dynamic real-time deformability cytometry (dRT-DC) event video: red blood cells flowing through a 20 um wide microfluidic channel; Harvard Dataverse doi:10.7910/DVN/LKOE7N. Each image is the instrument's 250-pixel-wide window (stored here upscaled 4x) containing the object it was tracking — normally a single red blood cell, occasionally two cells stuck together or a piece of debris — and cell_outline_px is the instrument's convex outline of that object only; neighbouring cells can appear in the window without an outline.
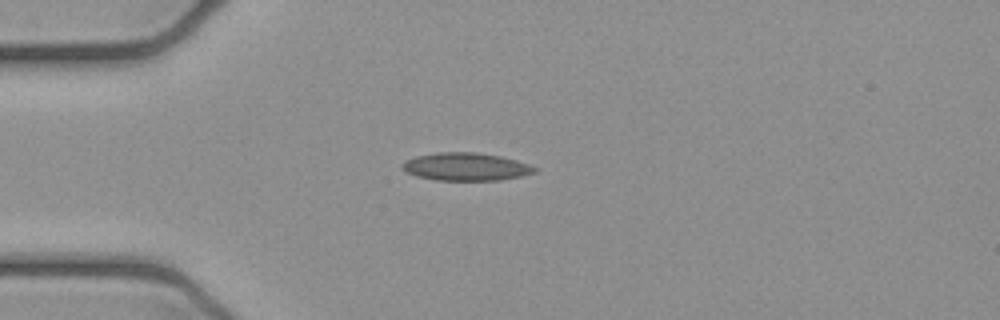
{"species": "common noctule bat (a hibernating species)", "species_latin": "Nyctalus noctula", "temperature_condition": "cold", "stored_images_in_passage": 8, "camera_frame_rate_fps": 3000, "um_per_image_px": 0.085, "animal": {"sex": "female", "body_mass_g": 21.9}, "frame": {"image": 1, "passage_image": 4, "time_ms": 1.0, "image_size_px": [1000, 320], "cell_outline_px": [[540, 168], [536, 172], [520, 176], [500, 180], [436, 180], [416, 176], [400, 168], [400, 164], [404, 160], [416, 156], [440, 152], [476, 152], [500, 156], [516, 160]], "centroid_in_image_um": [39.59, 14.17], "position_along_channel_um": 45.4, "area_um2": 21.56}}
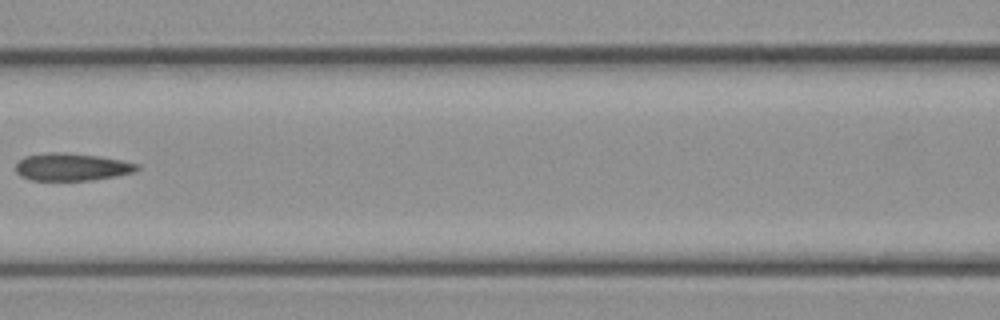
{"frame": {"image": 2, "passage_image": 7, "time_ms": 2.0, "image_size_px": [1000, 320], "cell_outline_px": [[140, 168], [136, 172], [116, 176], [92, 180], [32, 180], [20, 176], [16, 172], [16, 164], [24, 156], [48, 152], [64, 152], [100, 156], [124, 160], [140, 164]], "centroid_in_image_um": [6.14, 14.18], "position_along_channel_um": 160.5, "area_um2": 19.71}}
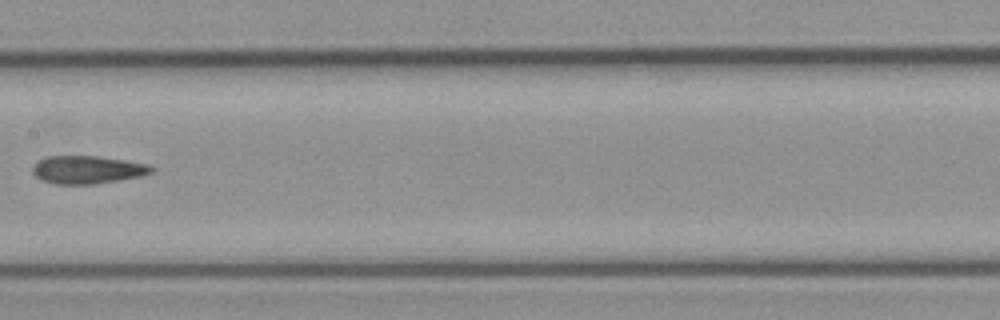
{"frame": {"image": 3, "passage_image": 8, "time_ms": 2.333, "image_size_px": [1000, 320], "cell_outline_px": [[156, 172], [140, 176], [96, 184], [52, 184], [36, 176], [32, 172], [32, 168], [40, 160], [48, 156], [96, 156], [124, 160], [148, 164], [156, 168]], "centroid_in_image_um": [7.48, 14.43], "position_along_channel_um": 199.9, "area_um2": 19.31}}